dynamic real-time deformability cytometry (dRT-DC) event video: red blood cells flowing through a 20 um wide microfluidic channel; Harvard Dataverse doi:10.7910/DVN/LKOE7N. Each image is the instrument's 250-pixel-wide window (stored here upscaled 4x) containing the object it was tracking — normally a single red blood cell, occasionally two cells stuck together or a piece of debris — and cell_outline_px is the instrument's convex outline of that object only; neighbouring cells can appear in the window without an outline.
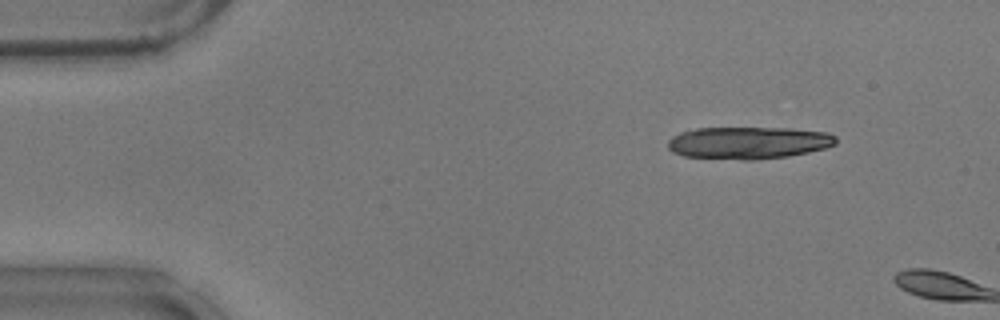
{"species": "common noctule bat (a hibernating species)", "species_latin": "Nyctalus noctula", "temperature_condition": "warm", "stored_images_in_passage": 7, "camera_frame_rate_fps": 3000, "um_per_image_px": 0.085, "animal": {"sex": "male", "body_mass_g": 17.9}, "frame": {"image": 1, "passage_image": 6, "time_ms": 1.667, "image_size_px": [1000, 320], "cell_outline_px": [[836, 144], [824, 148], [808, 152], [788, 156], [756, 160], [744, 160], [684, 156], [672, 152], [668, 148], [668, 140], [672, 136], [680, 132], [696, 128], [788, 128], [828, 132], [836, 136]], "centroid_in_image_um": [63.61, 12.13], "position_along_channel_um": 21.4, "area_um2": 31.67}}